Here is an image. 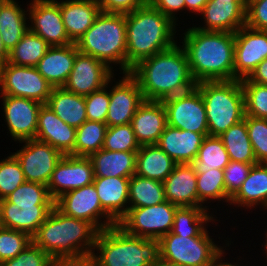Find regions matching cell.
I'll use <instances>...</instances> for the list:
<instances>
[{
    "instance_id": "obj_1",
    "label": "cell",
    "mask_w": 267,
    "mask_h": 266,
    "mask_svg": "<svg viewBox=\"0 0 267 266\" xmlns=\"http://www.w3.org/2000/svg\"><path fill=\"white\" fill-rule=\"evenodd\" d=\"M130 74L137 80L145 100L163 101L196 86L184 48L168 50L139 61Z\"/></svg>"
},
{
    "instance_id": "obj_2",
    "label": "cell",
    "mask_w": 267,
    "mask_h": 266,
    "mask_svg": "<svg viewBox=\"0 0 267 266\" xmlns=\"http://www.w3.org/2000/svg\"><path fill=\"white\" fill-rule=\"evenodd\" d=\"M184 35L182 47L196 83L234 80L235 33L192 27Z\"/></svg>"
},
{
    "instance_id": "obj_3",
    "label": "cell",
    "mask_w": 267,
    "mask_h": 266,
    "mask_svg": "<svg viewBox=\"0 0 267 266\" xmlns=\"http://www.w3.org/2000/svg\"><path fill=\"white\" fill-rule=\"evenodd\" d=\"M98 232L90 222L66 216L54 206L32 242L57 261L92 255Z\"/></svg>"
},
{
    "instance_id": "obj_4",
    "label": "cell",
    "mask_w": 267,
    "mask_h": 266,
    "mask_svg": "<svg viewBox=\"0 0 267 266\" xmlns=\"http://www.w3.org/2000/svg\"><path fill=\"white\" fill-rule=\"evenodd\" d=\"M175 25L148 2L126 14L127 73L139 61L173 47Z\"/></svg>"
},
{
    "instance_id": "obj_5",
    "label": "cell",
    "mask_w": 267,
    "mask_h": 266,
    "mask_svg": "<svg viewBox=\"0 0 267 266\" xmlns=\"http://www.w3.org/2000/svg\"><path fill=\"white\" fill-rule=\"evenodd\" d=\"M92 254L98 266H153L160 260L159 240L127 234L118 225L98 232Z\"/></svg>"
},
{
    "instance_id": "obj_6",
    "label": "cell",
    "mask_w": 267,
    "mask_h": 266,
    "mask_svg": "<svg viewBox=\"0 0 267 266\" xmlns=\"http://www.w3.org/2000/svg\"><path fill=\"white\" fill-rule=\"evenodd\" d=\"M75 44L80 53L108 66L119 63L123 73H127L126 14L100 12Z\"/></svg>"
},
{
    "instance_id": "obj_7",
    "label": "cell",
    "mask_w": 267,
    "mask_h": 266,
    "mask_svg": "<svg viewBox=\"0 0 267 266\" xmlns=\"http://www.w3.org/2000/svg\"><path fill=\"white\" fill-rule=\"evenodd\" d=\"M205 103L209 136H220L245 117L241 80L196 83Z\"/></svg>"
},
{
    "instance_id": "obj_8",
    "label": "cell",
    "mask_w": 267,
    "mask_h": 266,
    "mask_svg": "<svg viewBox=\"0 0 267 266\" xmlns=\"http://www.w3.org/2000/svg\"><path fill=\"white\" fill-rule=\"evenodd\" d=\"M206 230L202 235L169 232L159 239L160 260L175 266H211L223 251Z\"/></svg>"
},
{
    "instance_id": "obj_9",
    "label": "cell",
    "mask_w": 267,
    "mask_h": 266,
    "mask_svg": "<svg viewBox=\"0 0 267 266\" xmlns=\"http://www.w3.org/2000/svg\"><path fill=\"white\" fill-rule=\"evenodd\" d=\"M177 208L167 200L157 205L129 208L117 225L129 235L159 240L172 231Z\"/></svg>"
},
{
    "instance_id": "obj_10",
    "label": "cell",
    "mask_w": 267,
    "mask_h": 266,
    "mask_svg": "<svg viewBox=\"0 0 267 266\" xmlns=\"http://www.w3.org/2000/svg\"><path fill=\"white\" fill-rule=\"evenodd\" d=\"M2 95L24 97L46 104L53 86L36 67L17 66L6 62L0 65Z\"/></svg>"
},
{
    "instance_id": "obj_11",
    "label": "cell",
    "mask_w": 267,
    "mask_h": 266,
    "mask_svg": "<svg viewBox=\"0 0 267 266\" xmlns=\"http://www.w3.org/2000/svg\"><path fill=\"white\" fill-rule=\"evenodd\" d=\"M162 102L167 112L168 126L209 136L205 103L196 86Z\"/></svg>"
},
{
    "instance_id": "obj_12",
    "label": "cell",
    "mask_w": 267,
    "mask_h": 266,
    "mask_svg": "<svg viewBox=\"0 0 267 266\" xmlns=\"http://www.w3.org/2000/svg\"><path fill=\"white\" fill-rule=\"evenodd\" d=\"M54 206L66 216L90 222L98 231L117 225L102 209L93 183L62 194L54 201ZM100 216L107 220L101 223Z\"/></svg>"
},
{
    "instance_id": "obj_13",
    "label": "cell",
    "mask_w": 267,
    "mask_h": 266,
    "mask_svg": "<svg viewBox=\"0 0 267 266\" xmlns=\"http://www.w3.org/2000/svg\"><path fill=\"white\" fill-rule=\"evenodd\" d=\"M22 142L25 146L13 155L21 165L25 181L47 186L52 172L64 155L51 145L36 139Z\"/></svg>"
},
{
    "instance_id": "obj_14",
    "label": "cell",
    "mask_w": 267,
    "mask_h": 266,
    "mask_svg": "<svg viewBox=\"0 0 267 266\" xmlns=\"http://www.w3.org/2000/svg\"><path fill=\"white\" fill-rule=\"evenodd\" d=\"M94 178L93 165L89 157L64 155L47 184L49 195L55 201L68 191L92 184Z\"/></svg>"
},
{
    "instance_id": "obj_15",
    "label": "cell",
    "mask_w": 267,
    "mask_h": 266,
    "mask_svg": "<svg viewBox=\"0 0 267 266\" xmlns=\"http://www.w3.org/2000/svg\"><path fill=\"white\" fill-rule=\"evenodd\" d=\"M112 71L103 61L78 52L63 88L85 97L108 85L113 78Z\"/></svg>"
},
{
    "instance_id": "obj_16",
    "label": "cell",
    "mask_w": 267,
    "mask_h": 266,
    "mask_svg": "<svg viewBox=\"0 0 267 266\" xmlns=\"http://www.w3.org/2000/svg\"><path fill=\"white\" fill-rule=\"evenodd\" d=\"M267 58V31L246 25L235 32L234 80L248 78Z\"/></svg>"
},
{
    "instance_id": "obj_17",
    "label": "cell",
    "mask_w": 267,
    "mask_h": 266,
    "mask_svg": "<svg viewBox=\"0 0 267 266\" xmlns=\"http://www.w3.org/2000/svg\"><path fill=\"white\" fill-rule=\"evenodd\" d=\"M29 30L43 38L50 46H67L69 39L62 19L59 2L56 0H33L30 3ZM33 26V27H32Z\"/></svg>"
},
{
    "instance_id": "obj_18",
    "label": "cell",
    "mask_w": 267,
    "mask_h": 266,
    "mask_svg": "<svg viewBox=\"0 0 267 266\" xmlns=\"http://www.w3.org/2000/svg\"><path fill=\"white\" fill-rule=\"evenodd\" d=\"M7 127L13 140L35 139L41 102L24 97L2 95Z\"/></svg>"
},
{
    "instance_id": "obj_19",
    "label": "cell",
    "mask_w": 267,
    "mask_h": 266,
    "mask_svg": "<svg viewBox=\"0 0 267 266\" xmlns=\"http://www.w3.org/2000/svg\"><path fill=\"white\" fill-rule=\"evenodd\" d=\"M109 92L107 126L131 123L132 117L145 100L137 80L130 73H124L122 80H119Z\"/></svg>"
},
{
    "instance_id": "obj_20",
    "label": "cell",
    "mask_w": 267,
    "mask_h": 266,
    "mask_svg": "<svg viewBox=\"0 0 267 266\" xmlns=\"http://www.w3.org/2000/svg\"><path fill=\"white\" fill-rule=\"evenodd\" d=\"M35 139L51 145L63 155L75 156L76 128L66 124L46 104L39 109Z\"/></svg>"
},
{
    "instance_id": "obj_21",
    "label": "cell",
    "mask_w": 267,
    "mask_h": 266,
    "mask_svg": "<svg viewBox=\"0 0 267 266\" xmlns=\"http://www.w3.org/2000/svg\"><path fill=\"white\" fill-rule=\"evenodd\" d=\"M201 14L205 27L202 31L237 32L246 23V9L235 0H208Z\"/></svg>"
},
{
    "instance_id": "obj_22",
    "label": "cell",
    "mask_w": 267,
    "mask_h": 266,
    "mask_svg": "<svg viewBox=\"0 0 267 266\" xmlns=\"http://www.w3.org/2000/svg\"><path fill=\"white\" fill-rule=\"evenodd\" d=\"M131 125L140 146L157 144L167 126L163 102L144 100L132 117Z\"/></svg>"
},
{
    "instance_id": "obj_23",
    "label": "cell",
    "mask_w": 267,
    "mask_h": 266,
    "mask_svg": "<svg viewBox=\"0 0 267 266\" xmlns=\"http://www.w3.org/2000/svg\"><path fill=\"white\" fill-rule=\"evenodd\" d=\"M204 138L201 133L167 125L156 145L176 164H191L197 158Z\"/></svg>"
},
{
    "instance_id": "obj_24",
    "label": "cell",
    "mask_w": 267,
    "mask_h": 266,
    "mask_svg": "<svg viewBox=\"0 0 267 266\" xmlns=\"http://www.w3.org/2000/svg\"><path fill=\"white\" fill-rule=\"evenodd\" d=\"M165 199L178 207H198L197 174L191 164H176L164 180Z\"/></svg>"
},
{
    "instance_id": "obj_25",
    "label": "cell",
    "mask_w": 267,
    "mask_h": 266,
    "mask_svg": "<svg viewBox=\"0 0 267 266\" xmlns=\"http://www.w3.org/2000/svg\"><path fill=\"white\" fill-rule=\"evenodd\" d=\"M53 207L54 205L0 203V226L25 232L32 237Z\"/></svg>"
},
{
    "instance_id": "obj_26",
    "label": "cell",
    "mask_w": 267,
    "mask_h": 266,
    "mask_svg": "<svg viewBox=\"0 0 267 266\" xmlns=\"http://www.w3.org/2000/svg\"><path fill=\"white\" fill-rule=\"evenodd\" d=\"M129 181L130 178L126 177L94 178L93 181L102 209L116 223L129 210Z\"/></svg>"
},
{
    "instance_id": "obj_27",
    "label": "cell",
    "mask_w": 267,
    "mask_h": 266,
    "mask_svg": "<svg viewBox=\"0 0 267 266\" xmlns=\"http://www.w3.org/2000/svg\"><path fill=\"white\" fill-rule=\"evenodd\" d=\"M78 52L75 43L67 46H51L38 62L36 69L53 87H63Z\"/></svg>"
},
{
    "instance_id": "obj_28",
    "label": "cell",
    "mask_w": 267,
    "mask_h": 266,
    "mask_svg": "<svg viewBox=\"0 0 267 266\" xmlns=\"http://www.w3.org/2000/svg\"><path fill=\"white\" fill-rule=\"evenodd\" d=\"M59 6L66 33L73 43L93 25L101 12L98 0H66L59 2Z\"/></svg>"
},
{
    "instance_id": "obj_29",
    "label": "cell",
    "mask_w": 267,
    "mask_h": 266,
    "mask_svg": "<svg viewBox=\"0 0 267 266\" xmlns=\"http://www.w3.org/2000/svg\"><path fill=\"white\" fill-rule=\"evenodd\" d=\"M137 152H120L100 149L89 156L95 178H131L136 170Z\"/></svg>"
},
{
    "instance_id": "obj_30",
    "label": "cell",
    "mask_w": 267,
    "mask_h": 266,
    "mask_svg": "<svg viewBox=\"0 0 267 266\" xmlns=\"http://www.w3.org/2000/svg\"><path fill=\"white\" fill-rule=\"evenodd\" d=\"M46 105L66 124L76 129L87 120L84 96L63 87H53Z\"/></svg>"
},
{
    "instance_id": "obj_31",
    "label": "cell",
    "mask_w": 267,
    "mask_h": 266,
    "mask_svg": "<svg viewBox=\"0 0 267 266\" xmlns=\"http://www.w3.org/2000/svg\"><path fill=\"white\" fill-rule=\"evenodd\" d=\"M175 165L158 145H142L137 151L135 174L163 183Z\"/></svg>"
},
{
    "instance_id": "obj_32",
    "label": "cell",
    "mask_w": 267,
    "mask_h": 266,
    "mask_svg": "<svg viewBox=\"0 0 267 266\" xmlns=\"http://www.w3.org/2000/svg\"><path fill=\"white\" fill-rule=\"evenodd\" d=\"M14 0H0V34L4 46L12 50L28 32L25 9L20 8Z\"/></svg>"
},
{
    "instance_id": "obj_33",
    "label": "cell",
    "mask_w": 267,
    "mask_h": 266,
    "mask_svg": "<svg viewBox=\"0 0 267 266\" xmlns=\"http://www.w3.org/2000/svg\"><path fill=\"white\" fill-rule=\"evenodd\" d=\"M231 204L238 206L263 205L267 209V164L253 165L247 179L242 183L238 192L230 199ZM259 203V204H258Z\"/></svg>"
},
{
    "instance_id": "obj_34",
    "label": "cell",
    "mask_w": 267,
    "mask_h": 266,
    "mask_svg": "<svg viewBox=\"0 0 267 266\" xmlns=\"http://www.w3.org/2000/svg\"><path fill=\"white\" fill-rule=\"evenodd\" d=\"M218 137L222 140L230 160L253 165L258 164L244 119Z\"/></svg>"
},
{
    "instance_id": "obj_35",
    "label": "cell",
    "mask_w": 267,
    "mask_h": 266,
    "mask_svg": "<svg viewBox=\"0 0 267 266\" xmlns=\"http://www.w3.org/2000/svg\"><path fill=\"white\" fill-rule=\"evenodd\" d=\"M166 201L164 184L134 174L129 181V208L147 207Z\"/></svg>"
},
{
    "instance_id": "obj_36",
    "label": "cell",
    "mask_w": 267,
    "mask_h": 266,
    "mask_svg": "<svg viewBox=\"0 0 267 266\" xmlns=\"http://www.w3.org/2000/svg\"><path fill=\"white\" fill-rule=\"evenodd\" d=\"M50 47L43 38L28 30L17 45L9 51L8 63L36 67Z\"/></svg>"
},
{
    "instance_id": "obj_37",
    "label": "cell",
    "mask_w": 267,
    "mask_h": 266,
    "mask_svg": "<svg viewBox=\"0 0 267 266\" xmlns=\"http://www.w3.org/2000/svg\"><path fill=\"white\" fill-rule=\"evenodd\" d=\"M229 161L222 140L218 136H206L199 148L197 158L191 165L196 174H201L212 169L224 170Z\"/></svg>"
},
{
    "instance_id": "obj_38",
    "label": "cell",
    "mask_w": 267,
    "mask_h": 266,
    "mask_svg": "<svg viewBox=\"0 0 267 266\" xmlns=\"http://www.w3.org/2000/svg\"><path fill=\"white\" fill-rule=\"evenodd\" d=\"M205 208L178 207L171 232L177 235H202L207 230L204 223L214 220L207 213V206Z\"/></svg>"
},
{
    "instance_id": "obj_39",
    "label": "cell",
    "mask_w": 267,
    "mask_h": 266,
    "mask_svg": "<svg viewBox=\"0 0 267 266\" xmlns=\"http://www.w3.org/2000/svg\"><path fill=\"white\" fill-rule=\"evenodd\" d=\"M107 129L104 122L86 120L76 129L75 156L89 157L102 149Z\"/></svg>"
},
{
    "instance_id": "obj_40",
    "label": "cell",
    "mask_w": 267,
    "mask_h": 266,
    "mask_svg": "<svg viewBox=\"0 0 267 266\" xmlns=\"http://www.w3.org/2000/svg\"><path fill=\"white\" fill-rule=\"evenodd\" d=\"M197 192L198 207H204L203 204L208 199H222V201L225 199L226 202H230V198L227 196L225 190L224 170L212 169L197 174Z\"/></svg>"
},
{
    "instance_id": "obj_41",
    "label": "cell",
    "mask_w": 267,
    "mask_h": 266,
    "mask_svg": "<svg viewBox=\"0 0 267 266\" xmlns=\"http://www.w3.org/2000/svg\"><path fill=\"white\" fill-rule=\"evenodd\" d=\"M0 203H14L16 205H54L47 186L25 181Z\"/></svg>"
},
{
    "instance_id": "obj_42",
    "label": "cell",
    "mask_w": 267,
    "mask_h": 266,
    "mask_svg": "<svg viewBox=\"0 0 267 266\" xmlns=\"http://www.w3.org/2000/svg\"><path fill=\"white\" fill-rule=\"evenodd\" d=\"M245 116L267 119V85L251 82L248 78L241 80Z\"/></svg>"
},
{
    "instance_id": "obj_43",
    "label": "cell",
    "mask_w": 267,
    "mask_h": 266,
    "mask_svg": "<svg viewBox=\"0 0 267 266\" xmlns=\"http://www.w3.org/2000/svg\"><path fill=\"white\" fill-rule=\"evenodd\" d=\"M103 149L113 152H137L140 144L137 142L131 123L108 126Z\"/></svg>"
},
{
    "instance_id": "obj_44",
    "label": "cell",
    "mask_w": 267,
    "mask_h": 266,
    "mask_svg": "<svg viewBox=\"0 0 267 266\" xmlns=\"http://www.w3.org/2000/svg\"><path fill=\"white\" fill-rule=\"evenodd\" d=\"M24 182L21 165L13 154L0 161V200L8 197Z\"/></svg>"
},
{
    "instance_id": "obj_45",
    "label": "cell",
    "mask_w": 267,
    "mask_h": 266,
    "mask_svg": "<svg viewBox=\"0 0 267 266\" xmlns=\"http://www.w3.org/2000/svg\"><path fill=\"white\" fill-rule=\"evenodd\" d=\"M31 242L29 234L0 226V263L15 258Z\"/></svg>"
},
{
    "instance_id": "obj_46",
    "label": "cell",
    "mask_w": 267,
    "mask_h": 266,
    "mask_svg": "<svg viewBox=\"0 0 267 266\" xmlns=\"http://www.w3.org/2000/svg\"><path fill=\"white\" fill-rule=\"evenodd\" d=\"M244 120L257 163L267 164V119L245 116Z\"/></svg>"
},
{
    "instance_id": "obj_47",
    "label": "cell",
    "mask_w": 267,
    "mask_h": 266,
    "mask_svg": "<svg viewBox=\"0 0 267 266\" xmlns=\"http://www.w3.org/2000/svg\"><path fill=\"white\" fill-rule=\"evenodd\" d=\"M55 262L42 248L33 242L15 258L1 263V266H55Z\"/></svg>"
},
{
    "instance_id": "obj_48",
    "label": "cell",
    "mask_w": 267,
    "mask_h": 266,
    "mask_svg": "<svg viewBox=\"0 0 267 266\" xmlns=\"http://www.w3.org/2000/svg\"><path fill=\"white\" fill-rule=\"evenodd\" d=\"M106 88H108L107 85L84 97L88 121L106 123L110 103V93L106 91Z\"/></svg>"
},
{
    "instance_id": "obj_49",
    "label": "cell",
    "mask_w": 267,
    "mask_h": 266,
    "mask_svg": "<svg viewBox=\"0 0 267 266\" xmlns=\"http://www.w3.org/2000/svg\"><path fill=\"white\" fill-rule=\"evenodd\" d=\"M253 164L230 160L224 168V184L227 196L231 199L240 189Z\"/></svg>"
},
{
    "instance_id": "obj_50",
    "label": "cell",
    "mask_w": 267,
    "mask_h": 266,
    "mask_svg": "<svg viewBox=\"0 0 267 266\" xmlns=\"http://www.w3.org/2000/svg\"><path fill=\"white\" fill-rule=\"evenodd\" d=\"M245 25L255 30L267 31V0L247 1Z\"/></svg>"
},
{
    "instance_id": "obj_51",
    "label": "cell",
    "mask_w": 267,
    "mask_h": 266,
    "mask_svg": "<svg viewBox=\"0 0 267 266\" xmlns=\"http://www.w3.org/2000/svg\"><path fill=\"white\" fill-rule=\"evenodd\" d=\"M144 0H98L101 12L128 14L142 7Z\"/></svg>"
},
{
    "instance_id": "obj_52",
    "label": "cell",
    "mask_w": 267,
    "mask_h": 266,
    "mask_svg": "<svg viewBox=\"0 0 267 266\" xmlns=\"http://www.w3.org/2000/svg\"><path fill=\"white\" fill-rule=\"evenodd\" d=\"M148 3L168 16L174 23H176L175 11L186 8L185 0H150Z\"/></svg>"
},
{
    "instance_id": "obj_53",
    "label": "cell",
    "mask_w": 267,
    "mask_h": 266,
    "mask_svg": "<svg viewBox=\"0 0 267 266\" xmlns=\"http://www.w3.org/2000/svg\"><path fill=\"white\" fill-rule=\"evenodd\" d=\"M55 266H98L92 255L82 257L60 258Z\"/></svg>"
},
{
    "instance_id": "obj_54",
    "label": "cell",
    "mask_w": 267,
    "mask_h": 266,
    "mask_svg": "<svg viewBox=\"0 0 267 266\" xmlns=\"http://www.w3.org/2000/svg\"><path fill=\"white\" fill-rule=\"evenodd\" d=\"M248 79L256 84L267 85V58L257 65Z\"/></svg>"
},
{
    "instance_id": "obj_55",
    "label": "cell",
    "mask_w": 267,
    "mask_h": 266,
    "mask_svg": "<svg viewBox=\"0 0 267 266\" xmlns=\"http://www.w3.org/2000/svg\"><path fill=\"white\" fill-rule=\"evenodd\" d=\"M207 1L208 0H185V6L190 11L198 12L200 14Z\"/></svg>"
},
{
    "instance_id": "obj_56",
    "label": "cell",
    "mask_w": 267,
    "mask_h": 266,
    "mask_svg": "<svg viewBox=\"0 0 267 266\" xmlns=\"http://www.w3.org/2000/svg\"><path fill=\"white\" fill-rule=\"evenodd\" d=\"M8 59H9V51L4 46V43H3V40L0 34V65L8 62Z\"/></svg>"
},
{
    "instance_id": "obj_57",
    "label": "cell",
    "mask_w": 267,
    "mask_h": 266,
    "mask_svg": "<svg viewBox=\"0 0 267 266\" xmlns=\"http://www.w3.org/2000/svg\"><path fill=\"white\" fill-rule=\"evenodd\" d=\"M222 254L224 255V252L223 251L214 259V261H213V263H212L211 266H237L236 264L235 265H232L230 263L220 262V259L222 257Z\"/></svg>"
},
{
    "instance_id": "obj_58",
    "label": "cell",
    "mask_w": 267,
    "mask_h": 266,
    "mask_svg": "<svg viewBox=\"0 0 267 266\" xmlns=\"http://www.w3.org/2000/svg\"><path fill=\"white\" fill-rule=\"evenodd\" d=\"M153 266H175V265H171V264H168V263H165L161 260H159L156 264H154Z\"/></svg>"
},
{
    "instance_id": "obj_59",
    "label": "cell",
    "mask_w": 267,
    "mask_h": 266,
    "mask_svg": "<svg viewBox=\"0 0 267 266\" xmlns=\"http://www.w3.org/2000/svg\"><path fill=\"white\" fill-rule=\"evenodd\" d=\"M239 2L245 9L247 8V0H235Z\"/></svg>"
},
{
    "instance_id": "obj_60",
    "label": "cell",
    "mask_w": 267,
    "mask_h": 266,
    "mask_svg": "<svg viewBox=\"0 0 267 266\" xmlns=\"http://www.w3.org/2000/svg\"><path fill=\"white\" fill-rule=\"evenodd\" d=\"M267 234V233H266ZM266 238H267V235H266ZM266 247V249H265V251H266V253H267V239H266V245H265Z\"/></svg>"
}]
</instances>
